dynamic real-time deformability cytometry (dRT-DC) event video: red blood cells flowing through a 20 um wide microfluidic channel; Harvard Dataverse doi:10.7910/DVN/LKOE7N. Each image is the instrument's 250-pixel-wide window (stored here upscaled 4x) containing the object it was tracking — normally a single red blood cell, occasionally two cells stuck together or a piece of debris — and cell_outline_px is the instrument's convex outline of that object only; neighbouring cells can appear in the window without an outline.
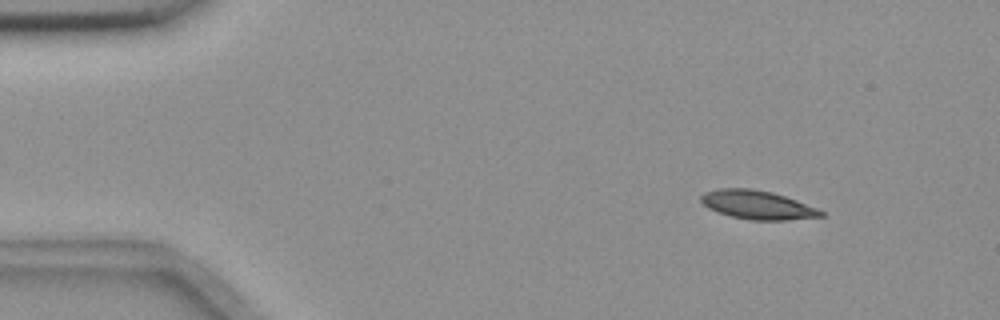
{"species": "common noctule bat (a hibernating species)", "species_latin": "Nyctalus noctula", "temperature_condition": "room temperature", "stored_images_in_passage": 3, "camera_frame_rate_fps": 3000, "um_per_image_px": 0.085, "animal": {"sex": "female", "body_mass_g": 18.4}, "frame": {"image": 1, "passage_image": 1, "time_ms": 0.0, "image_size_px": [1000, 320], "cell_outline_px": [[824, 216], [788, 220], [752, 220], [732, 216], [708, 208], [700, 200], [700, 196], [704, 192], [720, 188], [752, 188], [772, 192], [796, 200], [816, 208], [824, 212]], "centroid_in_image_um": [64.37, 17.4], "position_along_channel_um": 20.6, "area_um2": 19.88}}